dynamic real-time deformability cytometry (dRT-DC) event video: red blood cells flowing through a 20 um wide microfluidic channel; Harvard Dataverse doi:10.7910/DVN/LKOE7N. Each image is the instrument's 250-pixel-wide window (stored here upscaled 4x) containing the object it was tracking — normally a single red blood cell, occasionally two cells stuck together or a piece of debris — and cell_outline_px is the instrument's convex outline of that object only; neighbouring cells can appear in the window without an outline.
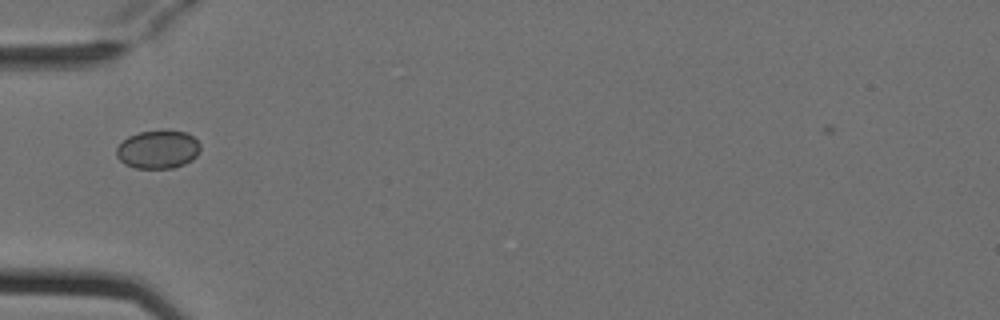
{"species": "Egyptian fruit bat (a non-hibernating species)", "species_latin": "Rousettus aegyptiacus", "temperature_condition": "cold", "stored_images_in_passage": 1, "camera_frame_rate_fps": 3000, "um_per_image_px": 0.085, "animal": {"sex": "female"}, "frame": {"image": 1, "passage_image": 1, "time_ms": 0.0, "image_size_px": [1000, 320], "cell_outline_px": [[200, 152], [192, 160], [184, 164], [172, 168], [136, 168], [124, 164], [116, 156], [116, 148], [128, 136], [140, 132], [188, 132], [200, 144]], "centroid_in_image_um": [13.43, 12.73], "position_along_channel_um": 71.6, "area_um2": 18.44}}